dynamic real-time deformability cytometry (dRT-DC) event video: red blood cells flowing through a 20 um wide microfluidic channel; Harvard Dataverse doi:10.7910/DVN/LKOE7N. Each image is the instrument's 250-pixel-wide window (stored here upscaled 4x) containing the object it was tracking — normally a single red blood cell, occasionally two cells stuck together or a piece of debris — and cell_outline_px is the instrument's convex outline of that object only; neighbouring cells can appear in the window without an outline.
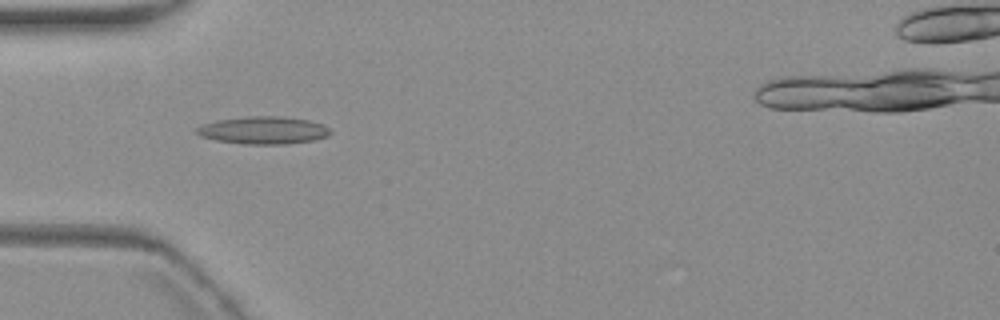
{"species": "common noctule bat (a hibernating species)", "species_latin": "Nyctalus noctula", "temperature_condition": "warm", "stored_images_in_passage": 7, "camera_frame_rate_fps": 3000, "um_per_image_px": 0.085, "animal": {"sex": "female", "body_mass_g": 19.3, "forearm_length_mm": 54.1}, "frame": {"image": 1, "passage_image": 6, "time_ms": 6.0, "image_size_px": [1000, 320], "cell_outline_px": [[332, 132], [328, 136], [316, 140], [288, 144], [244, 144], [216, 140], [200, 136], [196, 132], [196, 128], [204, 124], [216, 120], [248, 116], [276, 116], [308, 120], [324, 124]], "centroid_in_image_um": [22.41, 11.08], "position_along_channel_um": 62.6, "area_um2": 21.5}}
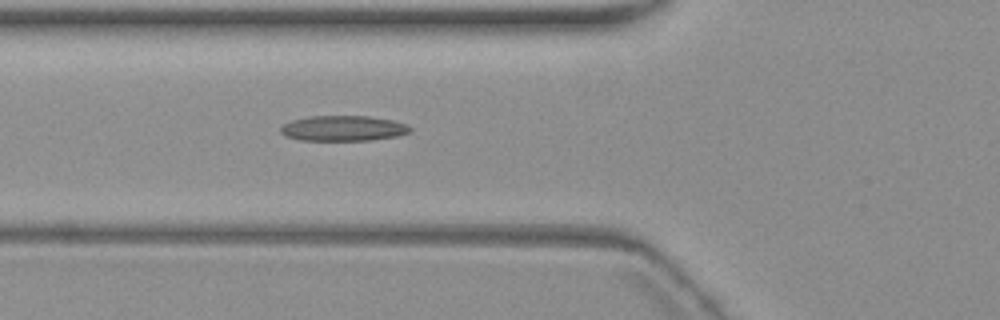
{"frame": {"image": 2, "passage_image": 7, "time_ms": 7.0, "image_size_px": [1000, 320], "cell_outline_px": [[412, 128], [408, 132], [396, 136], [372, 140], [300, 140], [284, 136], [280, 132], [280, 128], [284, 124], [292, 120], [308, 116], [368, 116], [392, 120], [408, 124]], "centroid_in_image_um": [29.15, 10.9], "position_along_channel_um": 96.6, "area_um2": 19.13}}